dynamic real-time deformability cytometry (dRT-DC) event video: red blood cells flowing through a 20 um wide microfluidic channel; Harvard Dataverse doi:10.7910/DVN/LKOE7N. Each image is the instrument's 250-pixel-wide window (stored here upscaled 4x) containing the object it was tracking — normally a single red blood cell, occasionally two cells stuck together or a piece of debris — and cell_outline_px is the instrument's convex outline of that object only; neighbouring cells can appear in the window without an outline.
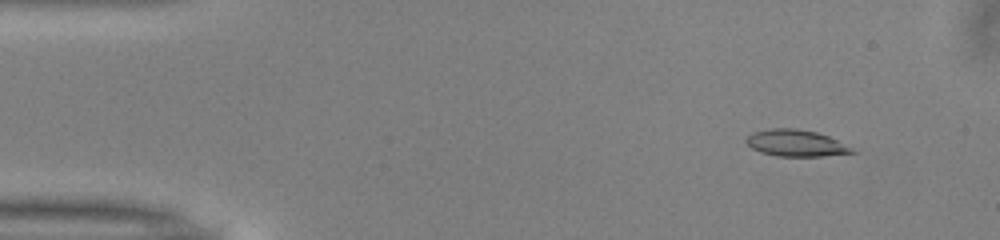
{"species": "common noctule bat (a hibernating species)", "species_latin": "Nyctalus noctula", "temperature_condition": "warm", "stored_images_in_passage": 47, "camera_frame_rate_fps": 3000, "um_per_image_px": 0.085, "animal": {"sex": "male", "body_mass_g": 13.0, "forearm_length_mm": 53.1}, "frame": {"image": 1, "passage_image": 1, "time_ms": 0.0, "image_size_px": [1000, 240], "cell_outline_px": [[856, 152], [820, 156], [776, 156], [760, 152], [752, 148], [744, 140], [752, 132], [772, 128], [796, 128], [816, 132], [828, 136], [852, 148]], "centroid_in_image_um": [67.6, 12.16], "position_along_channel_um": 17.4, "area_um2": 16.24}}
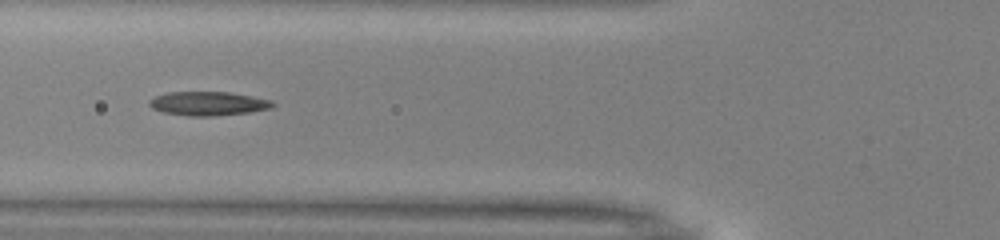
{"frame": {"image": 2, "passage_image": 15, "time_ms": 4.667, "image_size_px": [1000, 240], "cell_outline_px": [[276, 104], [272, 108], [252, 112], [212, 116], [188, 116], [164, 112], [152, 108], [148, 104], [148, 100], [156, 96], [168, 92], [228, 92], [252, 96], [272, 100]], "centroid_in_image_um": [17.72, 8.8], "position_along_channel_um": 108.1, "area_um2": 17.28}}
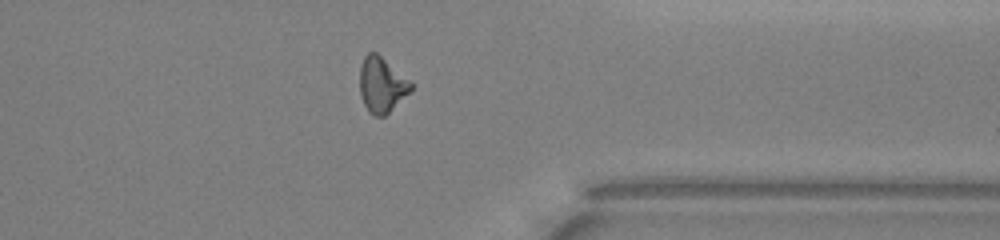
{"frame": {"image": 3, "passage_image": 36, "time_ms": 11.667, "image_size_px": [1000, 240], "cell_outline_px": [[416, 84], [412, 92], [384, 116], [372, 116], [368, 112], [360, 96], [360, 64], [364, 56], [368, 52], [376, 52]], "centroid_in_image_um": [32.49, 7.21], "position_along_channel_um": 378.9, "area_um2": 16.99}, "authors_computed_cell_mechanics": {"area_um2": 16.8198, "velocity_mm_per_s": 4.0103, "shape_relaxation_time_tau1_ms": 9.4809, "shape_relaxation_time_tau2_ms": 3.4286, "deformation_change_tau1": 0.2479, "deformation_change_tau2": 0.1219}}